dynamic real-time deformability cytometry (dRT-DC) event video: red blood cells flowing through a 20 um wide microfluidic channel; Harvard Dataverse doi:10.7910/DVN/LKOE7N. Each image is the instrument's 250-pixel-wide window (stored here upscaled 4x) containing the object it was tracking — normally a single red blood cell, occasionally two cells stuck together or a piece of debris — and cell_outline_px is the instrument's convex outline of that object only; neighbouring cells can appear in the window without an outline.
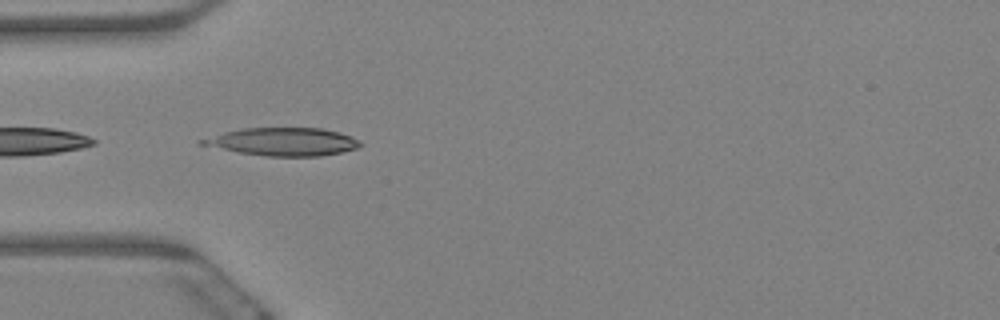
{"species": "Egyptian fruit bat (a non-hibernating species)", "species_latin": "Rousettus aegyptiacus", "temperature_condition": "warm", "stored_images_in_passage": 3, "camera_frame_rate_fps": 3000, "um_per_image_px": 0.085, "animal": {"sex": "female"}, "frame": {"image": 1, "passage_image": 1, "time_ms": 0.0, "image_size_px": [1000, 320], "cell_outline_px": [[364, 144], [356, 148], [340, 152], [320, 156], [264, 156], [240, 152], [196, 144], [200, 140], [224, 132], [244, 128], [324, 128], [352, 136], [360, 140]], "centroid_in_image_um": [24.08, 12.04], "position_along_channel_um": 60.9, "area_um2": 25.66}}